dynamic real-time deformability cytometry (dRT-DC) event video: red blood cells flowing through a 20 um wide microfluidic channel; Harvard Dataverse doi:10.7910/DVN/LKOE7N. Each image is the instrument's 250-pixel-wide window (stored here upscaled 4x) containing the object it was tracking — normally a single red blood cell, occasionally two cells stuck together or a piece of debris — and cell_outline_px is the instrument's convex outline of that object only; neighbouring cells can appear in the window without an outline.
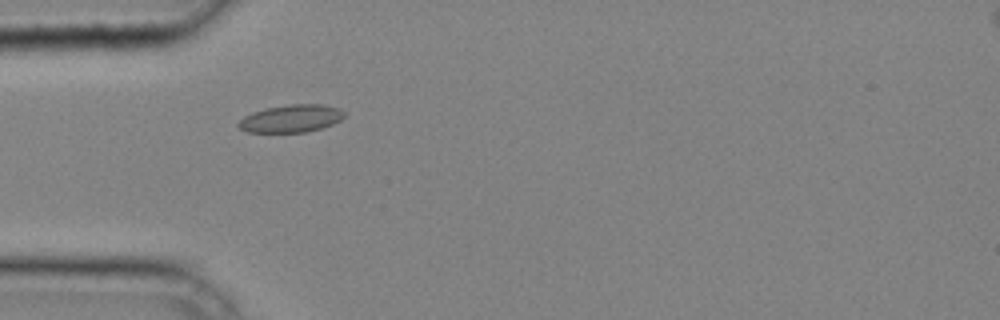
{"species": "common noctule bat (a hibernating species)", "species_latin": "Nyctalus noctula", "temperature_condition": "cold", "stored_images_in_passage": 26, "camera_frame_rate_fps": 3000, "um_per_image_px": 0.085, "animal": {"sex": "male", "body_mass_g": 20.4}, "frame": {"image": 1, "passage_image": 1, "time_ms": 0.0, "image_size_px": [1000, 320], "cell_outline_px": [[344, 116], [340, 120], [332, 124], [320, 128], [304, 132], [248, 132], [240, 128], [236, 124], [244, 116], [252, 112], [264, 108], [288, 104], [324, 104], [340, 108], [344, 112]], "centroid_in_image_um": [24.73, 10.06], "position_along_channel_um": 60.3, "area_um2": 17.05}}
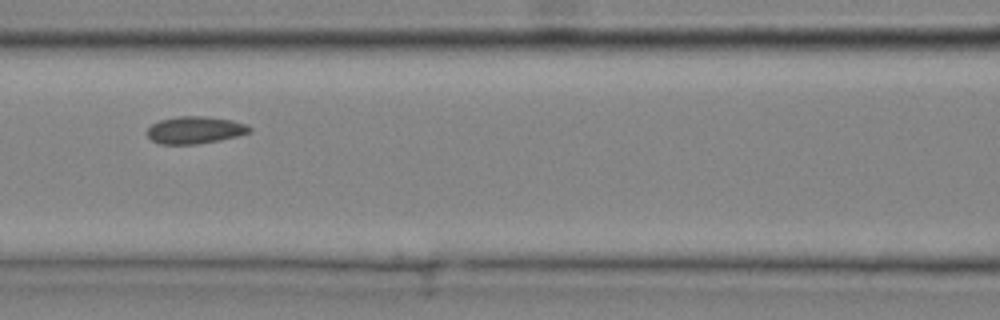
{"frame": {"image": 2, "passage_image": 7, "time_ms": 2.0, "image_size_px": [1000, 320], "cell_outline_px": [[252, 132], [240, 136], [200, 144], [160, 144], [152, 140], [148, 136], [148, 128], [152, 124], [160, 120], [176, 116], [204, 116], [232, 120], [248, 124], [252, 128]], "centroid_in_image_um": [16.63, 11.05], "position_along_channel_um": 150.0, "area_um2": 16.47}}
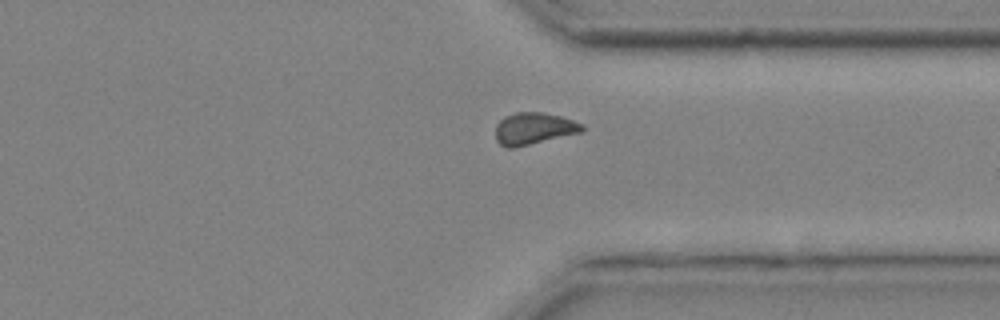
{"frame": {"image": 3, "passage_image": 21, "time_ms": 6.667, "image_size_px": [1000, 320], "cell_outline_px": [[584, 132], [516, 148], [504, 148], [496, 140], [496, 124], [504, 116], [516, 112], [544, 112], [560, 116], [584, 124]], "centroid_in_image_um": [45.38, 10.94], "position_along_channel_um": 366.0, "area_um2": 16.47}}